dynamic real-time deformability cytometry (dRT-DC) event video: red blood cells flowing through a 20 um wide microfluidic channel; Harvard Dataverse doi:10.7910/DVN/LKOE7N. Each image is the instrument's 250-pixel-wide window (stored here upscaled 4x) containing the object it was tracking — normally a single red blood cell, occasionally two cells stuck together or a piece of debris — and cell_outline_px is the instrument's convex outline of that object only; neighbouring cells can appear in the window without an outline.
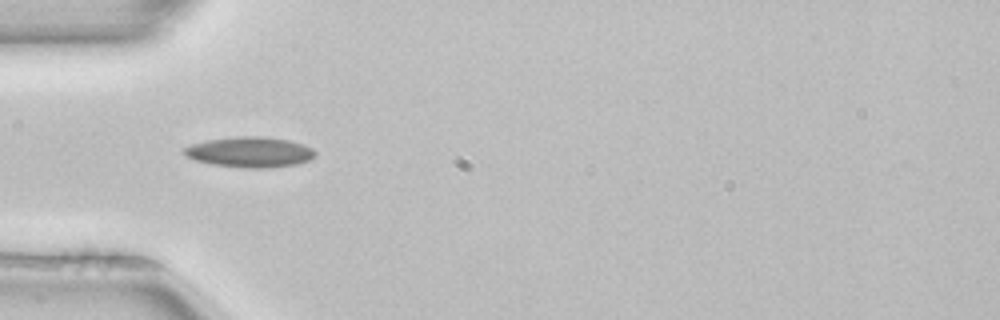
{"species": "common noctule bat (a hibernating species)", "species_latin": "Nyctalus noctula", "temperature_condition": "room temperature", "stored_images_in_passage": 4, "camera_frame_rate_fps": 3000, "um_per_image_px": 0.085, "animal": {"sex": "female", "body_mass_g": 22.7, "forearm_length_mm": 54.2}, "frame": {"image": 1, "passage_image": 4, "time_ms": 1.0, "image_size_px": [1000, 320], "cell_outline_px": [[316, 156], [312, 160], [296, 164], [268, 168], [244, 168], [212, 164], [196, 160], [188, 156], [184, 152], [184, 148], [192, 144], [208, 140], [240, 136], [264, 136], [288, 140], [304, 144], [312, 148], [316, 152]], "centroid_in_image_um": [21.31, 12.93], "position_along_channel_um": 63.7, "area_um2": 23.24}}